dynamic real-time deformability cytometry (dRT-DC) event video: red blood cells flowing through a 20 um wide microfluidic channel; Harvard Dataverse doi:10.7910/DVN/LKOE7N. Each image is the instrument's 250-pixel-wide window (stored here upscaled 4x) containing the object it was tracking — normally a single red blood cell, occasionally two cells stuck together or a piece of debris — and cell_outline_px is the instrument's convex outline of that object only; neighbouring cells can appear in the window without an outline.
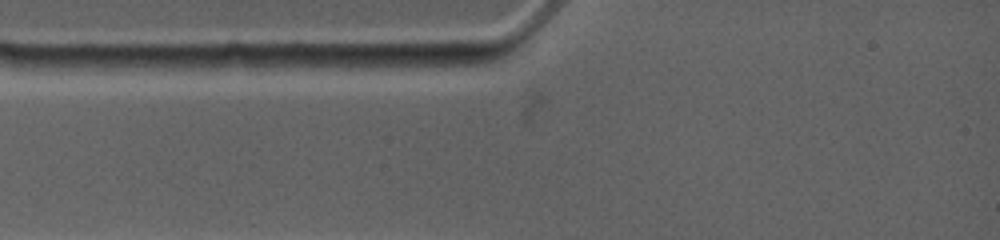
{"species": "common noctule bat (a hibernating species)", "species_latin": "Nyctalus noctula", "temperature_condition": "warm", "stored_images_in_passage": 3, "camera_frame_rate_fps": 4500, "um_per_image_px": 0.085, "animal": {"sex": "female", "body_mass_g": 19.0, "forearm_length_mm": 53.3}, "frame": {"image": 1, "passage_image": 3, "time_ms": 1.333, "image_size_px": [1000, 240], "cell_outline_px": [[468, 64], [444, 72], [312, 72], [304, 64], [312, 56], [412, 56]], "centroid_in_image_um": [32.19, 5.47], "position_along_channel_um": 52.8, "area_um2": 16.18}}